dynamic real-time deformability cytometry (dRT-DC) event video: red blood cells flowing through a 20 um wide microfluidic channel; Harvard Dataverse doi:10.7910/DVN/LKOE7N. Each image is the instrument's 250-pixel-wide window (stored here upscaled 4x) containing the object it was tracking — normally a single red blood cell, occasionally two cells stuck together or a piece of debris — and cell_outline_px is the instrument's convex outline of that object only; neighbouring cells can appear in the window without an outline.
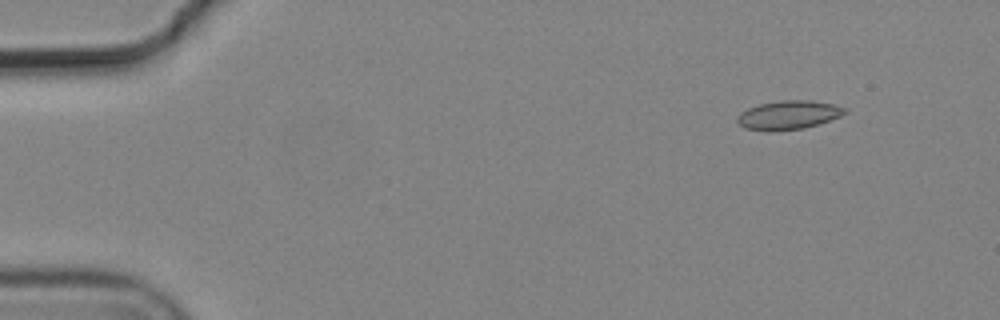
{"species": "common noctule bat (a hibernating species)", "species_latin": "Nyctalus noctula", "temperature_condition": "cold", "stored_images_in_passage": 4, "camera_frame_rate_fps": 3000, "um_per_image_px": 0.085, "animal": {"sex": "male", "body_mass_g": 19.2, "forearm_length_mm": 51.8}, "frame": {"image": 1, "passage_image": 2, "time_ms": 0.333, "image_size_px": [1000, 320], "cell_outline_px": [[848, 112], [840, 116], [804, 128], [772, 132], [768, 132], [744, 128], [736, 120], [736, 116], [740, 112], [748, 108], [760, 104], [780, 100], [808, 100], [832, 104], [848, 108]], "centroid_in_image_um": [66.98, 9.78], "position_along_channel_um": 18.0, "area_um2": 18.15}}